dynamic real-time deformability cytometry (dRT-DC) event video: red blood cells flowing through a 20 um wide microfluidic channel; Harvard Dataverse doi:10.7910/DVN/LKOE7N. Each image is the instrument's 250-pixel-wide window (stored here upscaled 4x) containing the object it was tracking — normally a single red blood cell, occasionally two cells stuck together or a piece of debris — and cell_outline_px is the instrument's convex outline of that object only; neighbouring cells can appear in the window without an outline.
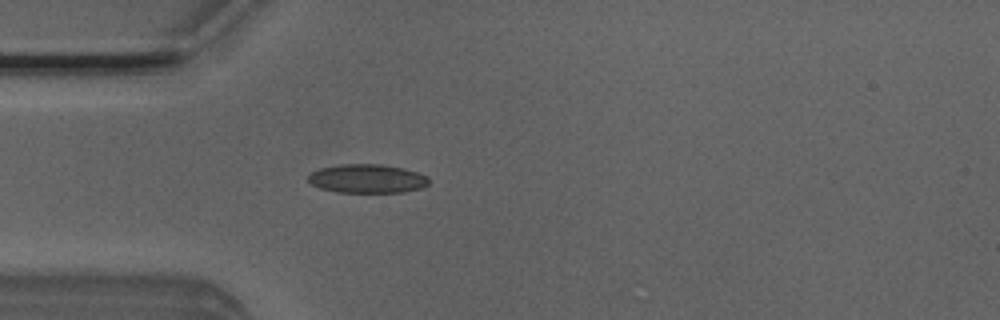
{"species": "Egyptian fruit bat (a non-hibernating species)", "species_latin": "Rousettus aegyptiacus", "temperature_condition": "room temperature", "stored_images_in_passage": 50, "camera_frame_rate_fps": 3000, "um_per_image_px": 0.085, "animal": {"sex": "male"}, "frame": {"image": 1, "passage_image": 13, "time_ms": 4.0, "image_size_px": [1000, 320], "cell_outline_px": [[428, 184], [420, 188], [404, 192], [336, 192], [320, 188], [312, 184], [308, 180], [308, 176], [312, 172], [320, 168], [340, 164], [380, 164], [404, 168], [428, 176]], "centroid_in_image_um": [31.21, 15.18], "position_along_channel_um": 53.8, "area_um2": 20.17}}
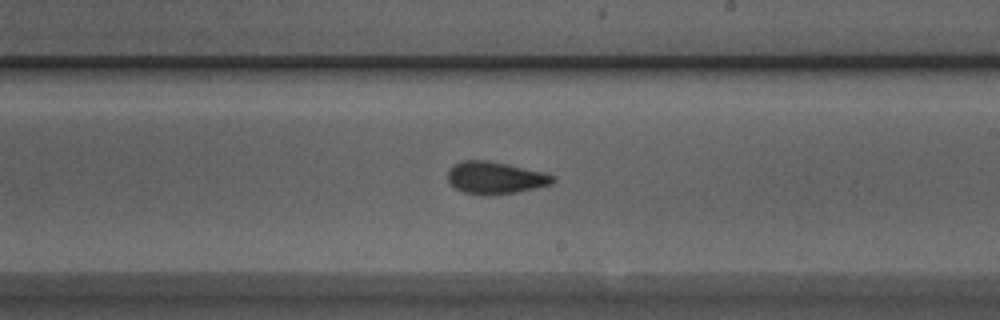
{"frame": {"image": 2, "passage_image": 28, "time_ms": 9.0, "image_size_px": [1000, 320], "cell_outline_px": [[556, 180], [552, 184], [536, 188], [516, 192], [488, 196], [464, 192], [448, 184], [448, 172], [456, 164], [464, 160], [484, 160], [508, 164], [548, 172], [556, 176]], "centroid_in_image_um": [42.16, 15.12], "position_along_channel_um": 246.8, "area_um2": 19.94}}
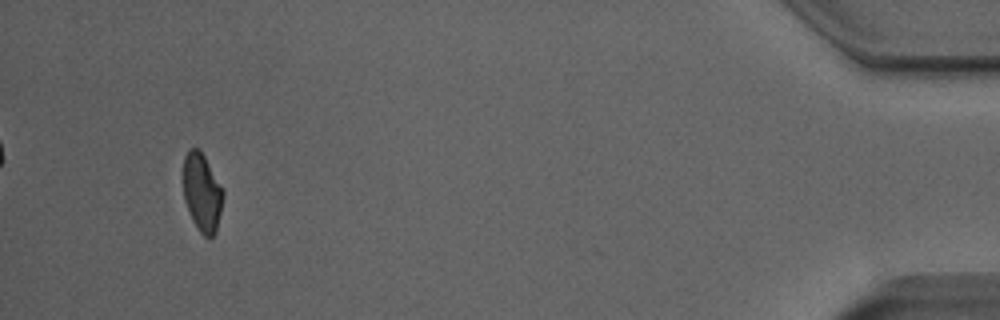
{"frame": {"image": 3, "passage_image": 47, "time_ms": 15.333, "image_size_px": [1000, 320], "cell_outline_px": [[224, 196], [216, 232], [208, 240], [200, 232], [192, 220], [184, 200], [184, 156], [188, 148], [200, 148], [224, 188]], "centroid_in_image_um": [17.2, 16.34], "position_along_channel_um": 418.0, "area_um2": 18.5}, "authors_computed_cell_mechanics": {"area_um2": 19.2763, "velocity_mm_per_s": 3.9707, "shape_relaxation_time_tau1_ms": 7.3485, "shape_relaxation_time_tau2_ms": 1.3516, "deformation_change_tau1": 0.1905, "deformation_change_tau2": 0.0636}}